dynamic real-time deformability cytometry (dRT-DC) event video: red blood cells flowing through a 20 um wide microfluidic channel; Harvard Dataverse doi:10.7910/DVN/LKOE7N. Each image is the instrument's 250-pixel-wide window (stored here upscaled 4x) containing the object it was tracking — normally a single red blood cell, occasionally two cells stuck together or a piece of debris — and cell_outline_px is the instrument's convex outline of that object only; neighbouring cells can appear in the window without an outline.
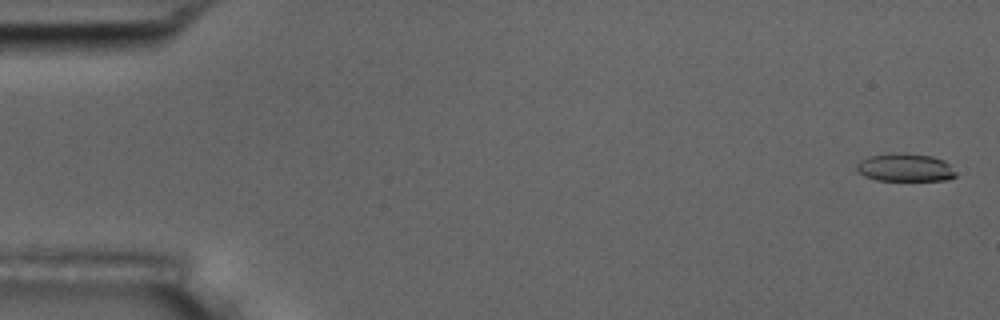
{"species": "common noctule bat (a hibernating species)", "species_latin": "Nyctalus noctula", "temperature_condition": "room temperature", "stored_images_in_passage": 5, "camera_frame_rate_fps": 3000, "um_per_image_px": 0.085, "animal": {"sex": "male", "body_mass_g": 17.5, "forearm_length_mm": 52.3}, "frame": {"image": 1, "passage_image": 1, "time_ms": 0.0, "image_size_px": [1000, 320], "cell_outline_px": [[956, 176], [948, 180], [876, 180], [864, 176], [856, 172], [856, 164], [860, 160], [868, 156], [888, 152], [904, 152], [932, 156], [944, 160], [956, 172]], "centroid_in_image_um": [76.89, 14.22], "position_along_channel_um": 8.1, "area_um2": 16.53}}
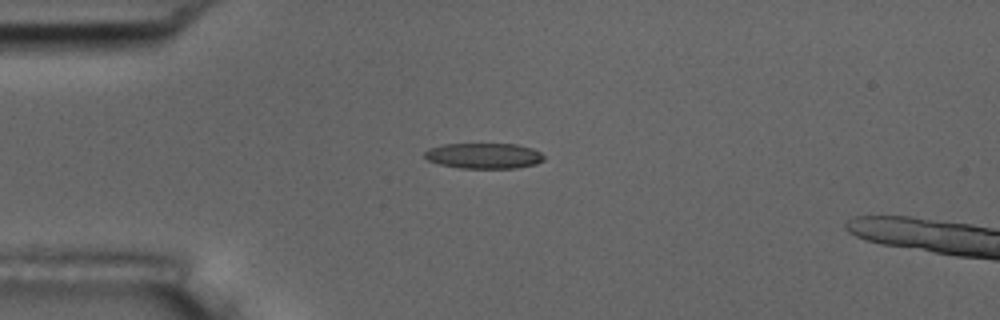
{"frame": {"image": 2, "passage_image": 5, "time_ms": 4.333, "image_size_px": [1000, 320], "cell_outline_px": [[544, 160], [536, 164], [516, 168], [460, 168], [440, 164], [428, 160], [424, 156], [424, 152], [428, 148], [444, 144], [516, 144], [532, 148], [540, 152], [544, 156]], "centroid_in_image_um": [41.13, 13.24], "position_along_channel_um": 43.9, "area_um2": 17.8}}